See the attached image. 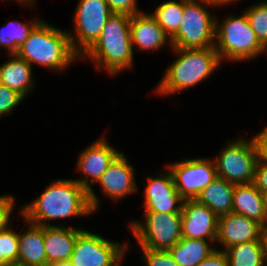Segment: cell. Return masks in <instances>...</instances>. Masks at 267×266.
Returning <instances> with one entry per match:
<instances>
[{
	"mask_svg": "<svg viewBox=\"0 0 267 266\" xmlns=\"http://www.w3.org/2000/svg\"><path fill=\"white\" fill-rule=\"evenodd\" d=\"M25 221L51 226L48 220L64 219L93 213L88 191L75 180H56L29 205L21 209ZM47 222V223H43Z\"/></svg>",
	"mask_w": 267,
	"mask_h": 266,
	"instance_id": "cell-1",
	"label": "cell"
},
{
	"mask_svg": "<svg viewBox=\"0 0 267 266\" xmlns=\"http://www.w3.org/2000/svg\"><path fill=\"white\" fill-rule=\"evenodd\" d=\"M131 16L113 13L105 23L100 37L81 56L91 59L97 68L102 66L114 75L132 67L133 48L130 35Z\"/></svg>",
	"mask_w": 267,
	"mask_h": 266,
	"instance_id": "cell-2",
	"label": "cell"
},
{
	"mask_svg": "<svg viewBox=\"0 0 267 266\" xmlns=\"http://www.w3.org/2000/svg\"><path fill=\"white\" fill-rule=\"evenodd\" d=\"M16 55L32 63L62 71L80 58L73 50L69 34L40 21L18 48Z\"/></svg>",
	"mask_w": 267,
	"mask_h": 266,
	"instance_id": "cell-3",
	"label": "cell"
},
{
	"mask_svg": "<svg viewBox=\"0 0 267 266\" xmlns=\"http://www.w3.org/2000/svg\"><path fill=\"white\" fill-rule=\"evenodd\" d=\"M172 49L179 57L166 70L155 90L158 94L169 95L193 87L212 74L221 62L215 47Z\"/></svg>",
	"mask_w": 267,
	"mask_h": 266,
	"instance_id": "cell-4",
	"label": "cell"
},
{
	"mask_svg": "<svg viewBox=\"0 0 267 266\" xmlns=\"http://www.w3.org/2000/svg\"><path fill=\"white\" fill-rule=\"evenodd\" d=\"M208 5L215 7L219 4L216 0H184L182 22L171 38V47L202 49L215 46L216 17L205 9Z\"/></svg>",
	"mask_w": 267,
	"mask_h": 266,
	"instance_id": "cell-5",
	"label": "cell"
},
{
	"mask_svg": "<svg viewBox=\"0 0 267 266\" xmlns=\"http://www.w3.org/2000/svg\"><path fill=\"white\" fill-rule=\"evenodd\" d=\"M215 29V48L219 58L233 61L251 60L259 56L266 48L260 43L250 26L245 12L240 17H227L221 26Z\"/></svg>",
	"mask_w": 267,
	"mask_h": 266,
	"instance_id": "cell-6",
	"label": "cell"
},
{
	"mask_svg": "<svg viewBox=\"0 0 267 266\" xmlns=\"http://www.w3.org/2000/svg\"><path fill=\"white\" fill-rule=\"evenodd\" d=\"M182 213L145 211V222H131L132 234L142 249L168 251L182 238Z\"/></svg>",
	"mask_w": 267,
	"mask_h": 266,
	"instance_id": "cell-7",
	"label": "cell"
},
{
	"mask_svg": "<svg viewBox=\"0 0 267 266\" xmlns=\"http://www.w3.org/2000/svg\"><path fill=\"white\" fill-rule=\"evenodd\" d=\"M258 159L254 137L250 142L244 139L229 142L214 161L217 177L235 185L253 183Z\"/></svg>",
	"mask_w": 267,
	"mask_h": 266,
	"instance_id": "cell-8",
	"label": "cell"
},
{
	"mask_svg": "<svg viewBox=\"0 0 267 266\" xmlns=\"http://www.w3.org/2000/svg\"><path fill=\"white\" fill-rule=\"evenodd\" d=\"M112 14L106 0H79L73 21L77 36H72L69 32L68 34L73 50L80 57L100 37L105 23Z\"/></svg>",
	"mask_w": 267,
	"mask_h": 266,
	"instance_id": "cell-9",
	"label": "cell"
},
{
	"mask_svg": "<svg viewBox=\"0 0 267 266\" xmlns=\"http://www.w3.org/2000/svg\"><path fill=\"white\" fill-rule=\"evenodd\" d=\"M125 246L83 230L77 237L69 261L73 266H120L128 247Z\"/></svg>",
	"mask_w": 267,
	"mask_h": 266,
	"instance_id": "cell-10",
	"label": "cell"
},
{
	"mask_svg": "<svg viewBox=\"0 0 267 266\" xmlns=\"http://www.w3.org/2000/svg\"><path fill=\"white\" fill-rule=\"evenodd\" d=\"M176 190L183 199H196L217 178L213 160L188 159L170 166Z\"/></svg>",
	"mask_w": 267,
	"mask_h": 266,
	"instance_id": "cell-11",
	"label": "cell"
},
{
	"mask_svg": "<svg viewBox=\"0 0 267 266\" xmlns=\"http://www.w3.org/2000/svg\"><path fill=\"white\" fill-rule=\"evenodd\" d=\"M120 153L112 148L102 137L82 151L78 158L77 168L87 177L75 181L88 191L89 203L93 212L98 209L99 201L90 183L98 182L102 174ZM88 177H91L90 182H88Z\"/></svg>",
	"mask_w": 267,
	"mask_h": 266,
	"instance_id": "cell-12",
	"label": "cell"
},
{
	"mask_svg": "<svg viewBox=\"0 0 267 266\" xmlns=\"http://www.w3.org/2000/svg\"><path fill=\"white\" fill-rule=\"evenodd\" d=\"M182 238L216 242L218 216L197 199L182 203Z\"/></svg>",
	"mask_w": 267,
	"mask_h": 266,
	"instance_id": "cell-13",
	"label": "cell"
},
{
	"mask_svg": "<svg viewBox=\"0 0 267 266\" xmlns=\"http://www.w3.org/2000/svg\"><path fill=\"white\" fill-rule=\"evenodd\" d=\"M149 177L145 187V211L182 213L183 198L176 190L172 173ZM179 202L180 204H176ZM176 205V206H175Z\"/></svg>",
	"mask_w": 267,
	"mask_h": 266,
	"instance_id": "cell-14",
	"label": "cell"
},
{
	"mask_svg": "<svg viewBox=\"0 0 267 266\" xmlns=\"http://www.w3.org/2000/svg\"><path fill=\"white\" fill-rule=\"evenodd\" d=\"M264 228L255 220L234 212L218 217L216 241L223 244L224 251L229 247L259 240Z\"/></svg>",
	"mask_w": 267,
	"mask_h": 266,
	"instance_id": "cell-15",
	"label": "cell"
},
{
	"mask_svg": "<svg viewBox=\"0 0 267 266\" xmlns=\"http://www.w3.org/2000/svg\"><path fill=\"white\" fill-rule=\"evenodd\" d=\"M133 169L124 154L120 153L97 183L102 187L103 193L118 201V199L137 191Z\"/></svg>",
	"mask_w": 267,
	"mask_h": 266,
	"instance_id": "cell-16",
	"label": "cell"
},
{
	"mask_svg": "<svg viewBox=\"0 0 267 266\" xmlns=\"http://www.w3.org/2000/svg\"><path fill=\"white\" fill-rule=\"evenodd\" d=\"M130 35L132 48L137 45L140 50H155L163 47L170 37L158 24L156 19L147 13H137L131 16Z\"/></svg>",
	"mask_w": 267,
	"mask_h": 266,
	"instance_id": "cell-17",
	"label": "cell"
},
{
	"mask_svg": "<svg viewBox=\"0 0 267 266\" xmlns=\"http://www.w3.org/2000/svg\"><path fill=\"white\" fill-rule=\"evenodd\" d=\"M82 231V229L64 226H43L47 266L69 260L77 237Z\"/></svg>",
	"mask_w": 267,
	"mask_h": 266,
	"instance_id": "cell-18",
	"label": "cell"
},
{
	"mask_svg": "<svg viewBox=\"0 0 267 266\" xmlns=\"http://www.w3.org/2000/svg\"><path fill=\"white\" fill-rule=\"evenodd\" d=\"M233 212L255 220L267 229V215L264 210L262 192L254 183L235 185Z\"/></svg>",
	"mask_w": 267,
	"mask_h": 266,
	"instance_id": "cell-19",
	"label": "cell"
},
{
	"mask_svg": "<svg viewBox=\"0 0 267 266\" xmlns=\"http://www.w3.org/2000/svg\"><path fill=\"white\" fill-rule=\"evenodd\" d=\"M29 223L24 234L19 233L18 265L47 266L43 226Z\"/></svg>",
	"mask_w": 267,
	"mask_h": 266,
	"instance_id": "cell-20",
	"label": "cell"
},
{
	"mask_svg": "<svg viewBox=\"0 0 267 266\" xmlns=\"http://www.w3.org/2000/svg\"><path fill=\"white\" fill-rule=\"evenodd\" d=\"M234 188L235 184L217 177L196 199L220 217L233 212Z\"/></svg>",
	"mask_w": 267,
	"mask_h": 266,
	"instance_id": "cell-21",
	"label": "cell"
},
{
	"mask_svg": "<svg viewBox=\"0 0 267 266\" xmlns=\"http://www.w3.org/2000/svg\"><path fill=\"white\" fill-rule=\"evenodd\" d=\"M13 58L0 66V84L17 91L24 98L34 86L31 65L18 57Z\"/></svg>",
	"mask_w": 267,
	"mask_h": 266,
	"instance_id": "cell-22",
	"label": "cell"
},
{
	"mask_svg": "<svg viewBox=\"0 0 267 266\" xmlns=\"http://www.w3.org/2000/svg\"><path fill=\"white\" fill-rule=\"evenodd\" d=\"M229 266H265L264 235L259 240L233 245L225 250Z\"/></svg>",
	"mask_w": 267,
	"mask_h": 266,
	"instance_id": "cell-23",
	"label": "cell"
},
{
	"mask_svg": "<svg viewBox=\"0 0 267 266\" xmlns=\"http://www.w3.org/2000/svg\"><path fill=\"white\" fill-rule=\"evenodd\" d=\"M215 250L207 240L181 238L168 251L179 266H196Z\"/></svg>",
	"mask_w": 267,
	"mask_h": 266,
	"instance_id": "cell-24",
	"label": "cell"
},
{
	"mask_svg": "<svg viewBox=\"0 0 267 266\" xmlns=\"http://www.w3.org/2000/svg\"><path fill=\"white\" fill-rule=\"evenodd\" d=\"M183 9L184 0L179 2L171 0L157 6L155 12L151 14L170 39L179 30V25L183 18Z\"/></svg>",
	"mask_w": 267,
	"mask_h": 266,
	"instance_id": "cell-25",
	"label": "cell"
},
{
	"mask_svg": "<svg viewBox=\"0 0 267 266\" xmlns=\"http://www.w3.org/2000/svg\"><path fill=\"white\" fill-rule=\"evenodd\" d=\"M40 22L39 19L28 23L18 20L10 21L7 27L0 30V47H7L10 55L16 54L18 48L28 38L30 32Z\"/></svg>",
	"mask_w": 267,
	"mask_h": 266,
	"instance_id": "cell-26",
	"label": "cell"
},
{
	"mask_svg": "<svg viewBox=\"0 0 267 266\" xmlns=\"http://www.w3.org/2000/svg\"><path fill=\"white\" fill-rule=\"evenodd\" d=\"M260 43L267 48V2H261L244 11Z\"/></svg>",
	"mask_w": 267,
	"mask_h": 266,
	"instance_id": "cell-27",
	"label": "cell"
},
{
	"mask_svg": "<svg viewBox=\"0 0 267 266\" xmlns=\"http://www.w3.org/2000/svg\"><path fill=\"white\" fill-rule=\"evenodd\" d=\"M0 248L10 264L18 265L19 234L9 228L8 222L0 229Z\"/></svg>",
	"mask_w": 267,
	"mask_h": 266,
	"instance_id": "cell-28",
	"label": "cell"
},
{
	"mask_svg": "<svg viewBox=\"0 0 267 266\" xmlns=\"http://www.w3.org/2000/svg\"><path fill=\"white\" fill-rule=\"evenodd\" d=\"M23 99L17 91L0 84V116L11 113Z\"/></svg>",
	"mask_w": 267,
	"mask_h": 266,
	"instance_id": "cell-29",
	"label": "cell"
},
{
	"mask_svg": "<svg viewBox=\"0 0 267 266\" xmlns=\"http://www.w3.org/2000/svg\"><path fill=\"white\" fill-rule=\"evenodd\" d=\"M146 266H179L169 251L142 249Z\"/></svg>",
	"mask_w": 267,
	"mask_h": 266,
	"instance_id": "cell-30",
	"label": "cell"
},
{
	"mask_svg": "<svg viewBox=\"0 0 267 266\" xmlns=\"http://www.w3.org/2000/svg\"><path fill=\"white\" fill-rule=\"evenodd\" d=\"M113 13H125L130 16L140 13L137 0H106Z\"/></svg>",
	"mask_w": 267,
	"mask_h": 266,
	"instance_id": "cell-31",
	"label": "cell"
},
{
	"mask_svg": "<svg viewBox=\"0 0 267 266\" xmlns=\"http://www.w3.org/2000/svg\"><path fill=\"white\" fill-rule=\"evenodd\" d=\"M14 198L12 195L0 196V229L10 220V215L14 207Z\"/></svg>",
	"mask_w": 267,
	"mask_h": 266,
	"instance_id": "cell-32",
	"label": "cell"
},
{
	"mask_svg": "<svg viewBox=\"0 0 267 266\" xmlns=\"http://www.w3.org/2000/svg\"><path fill=\"white\" fill-rule=\"evenodd\" d=\"M253 183L261 192L267 191V162L258 159Z\"/></svg>",
	"mask_w": 267,
	"mask_h": 266,
	"instance_id": "cell-33",
	"label": "cell"
},
{
	"mask_svg": "<svg viewBox=\"0 0 267 266\" xmlns=\"http://www.w3.org/2000/svg\"><path fill=\"white\" fill-rule=\"evenodd\" d=\"M196 266H229L225 251L215 250Z\"/></svg>",
	"mask_w": 267,
	"mask_h": 266,
	"instance_id": "cell-34",
	"label": "cell"
},
{
	"mask_svg": "<svg viewBox=\"0 0 267 266\" xmlns=\"http://www.w3.org/2000/svg\"><path fill=\"white\" fill-rule=\"evenodd\" d=\"M254 139L258 147L259 159L267 162V127L254 136Z\"/></svg>",
	"mask_w": 267,
	"mask_h": 266,
	"instance_id": "cell-35",
	"label": "cell"
},
{
	"mask_svg": "<svg viewBox=\"0 0 267 266\" xmlns=\"http://www.w3.org/2000/svg\"><path fill=\"white\" fill-rule=\"evenodd\" d=\"M51 266H73V264L69 260H67V261L56 262Z\"/></svg>",
	"mask_w": 267,
	"mask_h": 266,
	"instance_id": "cell-36",
	"label": "cell"
},
{
	"mask_svg": "<svg viewBox=\"0 0 267 266\" xmlns=\"http://www.w3.org/2000/svg\"><path fill=\"white\" fill-rule=\"evenodd\" d=\"M11 265L1 254V248H0V266H8Z\"/></svg>",
	"mask_w": 267,
	"mask_h": 266,
	"instance_id": "cell-37",
	"label": "cell"
},
{
	"mask_svg": "<svg viewBox=\"0 0 267 266\" xmlns=\"http://www.w3.org/2000/svg\"><path fill=\"white\" fill-rule=\"evenodd\" d=\"M262 197H263L264 210L267 215V191L262 192Z\"/></svg>",
	"mask_w": 267,
	"mask_h": 266,
	"instance_id": "cell-38",
	"label": "cell"
},
{
	"mask_svg": "<svg viewBox=\"0 0 267 266\" xmlns=\"http://www.w3.org/2000/svg\"><path fill=\"white\" fill-rule=\"evenodd\" d=\"M217 3L221 6L222 4H228V3H231V2H236V1H240V0H216Z\"/></svg>",
	"mask_w": 267,
	"mask_h": 266,
	"instance_id": "cell-39",
	"label": "cell"
},
{
	"mask_svg": "<svg viewBox=\"0 0 267 266\" xmlns=\"http://www.w3.org/2000/svg\"><path fill=\"white\" fill-rule=\"evenodd\" d=\"M18 1L19 3H23V4H32L33 5V2L34 0H16Z\"/></svg>",
	"mask_w": 267,
	"mask_h": 266,
	"instance_id": "cell-40",
	"label": "cell"
},
{
	"mask_svg": "<svg viewBox=\"0 0 267 266\" xmlns=\"http://www.w3.org/2000/svg\"><path fill=\"white\" fill-rule=\"evenodd\" d=\"M264 240L266 245V262H267V229H264Z\"/></svg>",
	"mask_w": 267,
	"mask_h": 266,
	"instance_id": "cell-41",
	"label": "cell"
},
{
	"mask_svg": "<svg viewBox=\"0 0 267 266\" xmlns=\"http://www.w3.org/2000/svg\"><path fill=\"white\" fill-rule=\"evenodd\" d=\"M8 266H20V265H17V264H11V265H8Z\"/></svg>",
	"mask_w": 267,
	"mask_h": 266,
	"instance_id": "cell-42",
	"label": "cell"
}]
</instances>
